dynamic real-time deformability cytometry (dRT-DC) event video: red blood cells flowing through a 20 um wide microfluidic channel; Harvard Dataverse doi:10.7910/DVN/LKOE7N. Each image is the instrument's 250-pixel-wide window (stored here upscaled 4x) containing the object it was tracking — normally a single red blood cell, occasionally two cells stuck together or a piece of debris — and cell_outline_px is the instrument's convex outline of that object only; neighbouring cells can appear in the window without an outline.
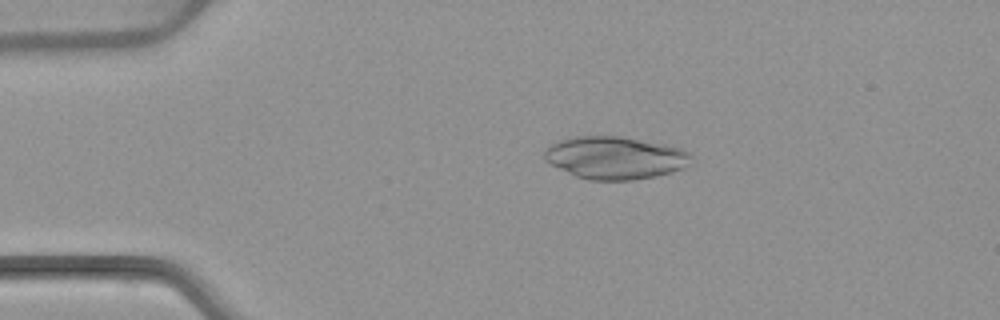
{"species": "common noctule bat (a hibernating species)", "species_latin": "Nyctalus noctula", "temperature_condition": "warm", "stored_images_in_passage": 4, "camera_frame_rate_fps": 3000, "um_per_image_px": 0.085, "animal": {"sex": "female", "body_mass_g": 22.7, "forearm_length_mm": 54.2}, "frame": {"image": 1, "passage_image": 3, "time_ms": 2.333, "image_size_px": [1000, 320], "cell_outline_px": [[692, 164], [684, 168], [672, 172], [656, 176], [632, 180], [588, 180], [576, 176], [544, 160], [544, 148], [548, 144], [556, 140], [576, 136], [620, 136], [664, 144], [680, 148], [688, 152], [692, 156]], "centroid_in_image_um": [52.28, 13.4], "position_along_channel_um": 32.7, "area_um2": 36.7}}